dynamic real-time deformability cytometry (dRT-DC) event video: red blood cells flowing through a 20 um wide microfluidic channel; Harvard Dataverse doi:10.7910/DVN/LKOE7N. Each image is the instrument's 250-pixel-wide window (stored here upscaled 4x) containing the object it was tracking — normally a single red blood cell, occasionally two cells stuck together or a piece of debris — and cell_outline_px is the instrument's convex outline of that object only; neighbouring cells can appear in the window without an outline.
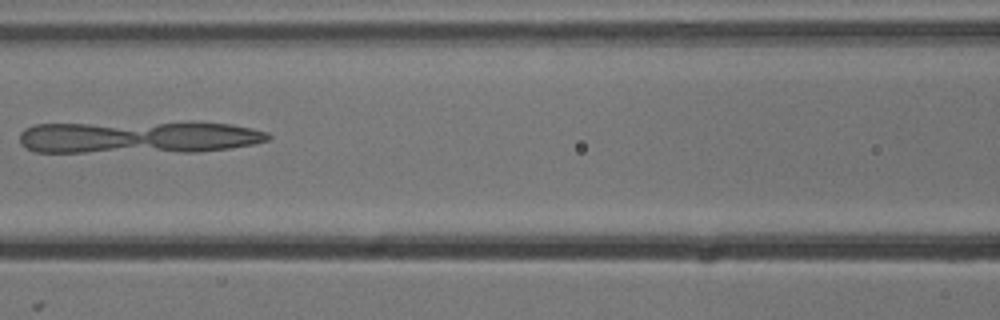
{"species": "common noctule bat (a hibernating species)", "species_latin": "Nyctalus noctula", "temperature_condition": "cold", "stored_images_in_passage": 6, "camera_frame_rate_fps": 3000, "um_per_image_px": 0.085, "animal": {"sex": "male", "body_mass_g": 13.3}, "frame": {"image": 1, "passage_image": 6, "time_ms": 1.667, "image_size_px": [1000, 320], "cell_outline_px": [[272, 136], [268, 140], [252, 144], [228, 148], [196, 152], [36, 152], [24, 148], [20, 144], [20, 132], [24, 128], [32, 124], [232, 124], [252, 128], [268, 132]], "centroid_in_image_um": [11.7, 11.7], "position_along_channel_um": 154.9, "area_um2": 46.01}}